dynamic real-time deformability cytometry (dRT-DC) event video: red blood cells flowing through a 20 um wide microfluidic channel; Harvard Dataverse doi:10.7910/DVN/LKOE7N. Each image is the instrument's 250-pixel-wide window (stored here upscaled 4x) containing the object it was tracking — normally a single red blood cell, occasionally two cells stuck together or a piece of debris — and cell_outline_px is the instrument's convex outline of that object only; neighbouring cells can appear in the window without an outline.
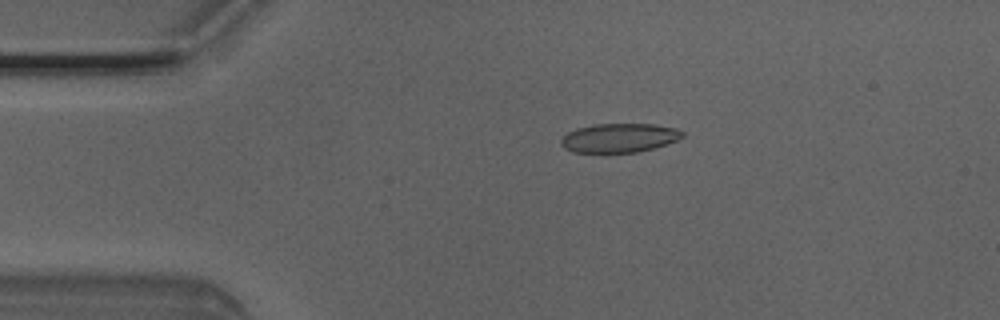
{"species": "Egyptian fruit bat (a non-hibernating species)", "species_latin": "Rousettus aegyptiacus", "temperature_condition": "room temperature", "stored_images_in_passage": 4, "camera_frame_rate_fps": 3000, "um_per_image_px": 0.085, "animal": {"sex": "male"}, "frame": {"image": 1, "passage_image": 3, "time_ms": 0.667, "image_size_px": [1000, 320], "cell_outline_px": [[684, 136], [676, 140], [652, 148], [636, 152], [572, 152], [564, 148], [560, 144], [560, 140], [568, 132], [576, 128], [592, 124], [656, 124], [676, 128], [684, 132]], "centroid_in_image_um": [52.61, 11.71], "position_along_channel_um": 32.4, "area_um2": 20.46}}